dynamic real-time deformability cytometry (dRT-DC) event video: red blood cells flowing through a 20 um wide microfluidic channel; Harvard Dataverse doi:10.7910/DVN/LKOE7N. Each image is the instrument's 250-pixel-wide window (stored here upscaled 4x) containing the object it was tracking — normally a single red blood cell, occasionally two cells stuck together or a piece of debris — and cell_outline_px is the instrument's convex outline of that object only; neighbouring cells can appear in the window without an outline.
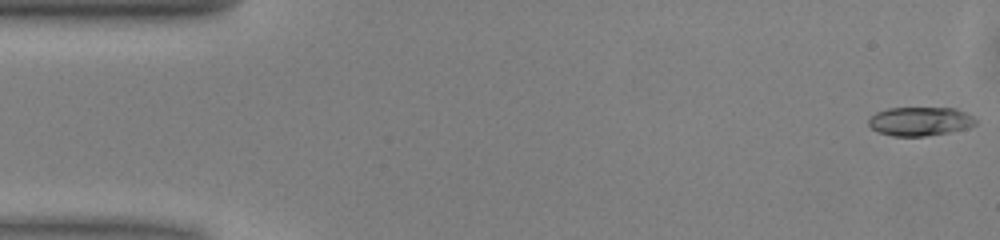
{"species": "common noctule bat (a hibernating species)", "species_latin": "Nyctalus noctula", "temperature_condition": "warm", "stored_images_in_passage": 50, "camera_frame_rate_fps": 3000, "um_per_image_px": 0.085, "animal": {"sex": "male", "body_mass_g": 13.0, "forearm_length_mm": 53.1}, "frame": {"image": 1, "passage_image": 1, "time_ms": 0.0, "image_size_px": [1000, 240], "cell_outline_px": [[976, 124], [968, 128], [948, 132], [924, 136], [892, 136], [880, 132], [872, 128], [868, 124], [868, 120], [876, 112], [888, 108], [956, 108], [972, 116], [976, 120]], "centroid_in_image_um": [78.2, 10.31], "position_along_channel_um": 6.8, "area_um2": 17.86}}
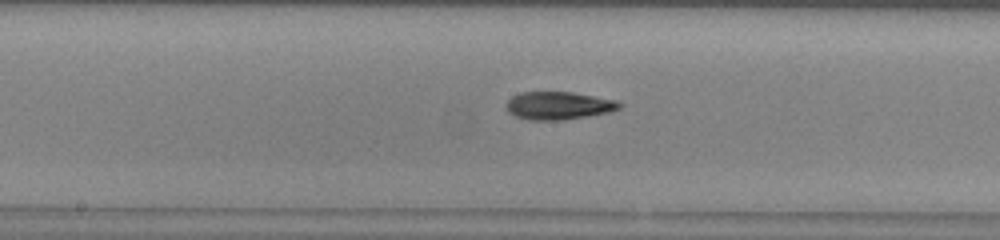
{"frame": {"image": 2, "passage_image": 25, "time_ms": 8.0, "image_size_px": [1000, 240], "cell_outline_px": [[624, 104], [620, 108], [608, 112], [588, 116], [560, 120], [528, 120], [516, 116], [508, 112], [504, 108], [508, 100], [512, 96], [520, 92], [572, 92], [616, 100]], "centroid_in_image_um": [47.45, 8.97], "position_along_channel_um": 200.7, "area_um2": 18.44}}
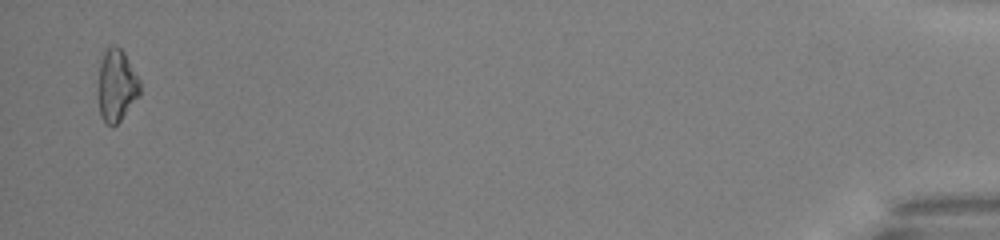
{"frame": {"image": 3, "passage_image": 49, "time_ms": 16.0, "image_size_px": [1000, 240], "cell_outline_px": [[140, 96], [120, 120], [112, 128], [104, 124], [100, 116], [96, 92], [96, 84], [100, 64], [104, 48], [112, 44], [120, 48], [124, 52], [140, 80]], "centroid_in_image_um": [9.86, 7.29], "position_along_channel_um": 425.3, "area_um2": 18.38}, "authors_computed_cell_mechanics": {"area_um2": 17.9469, "velocity_mm_per_s": 4.0421, "shape_relaxation_time_tau1_ms": 3.5387, "shape_relaxation_time_tau2_ms": 2.5663, "deformation_change_tau1": 0.1216, "deformation_change_tau2": 0.094}}